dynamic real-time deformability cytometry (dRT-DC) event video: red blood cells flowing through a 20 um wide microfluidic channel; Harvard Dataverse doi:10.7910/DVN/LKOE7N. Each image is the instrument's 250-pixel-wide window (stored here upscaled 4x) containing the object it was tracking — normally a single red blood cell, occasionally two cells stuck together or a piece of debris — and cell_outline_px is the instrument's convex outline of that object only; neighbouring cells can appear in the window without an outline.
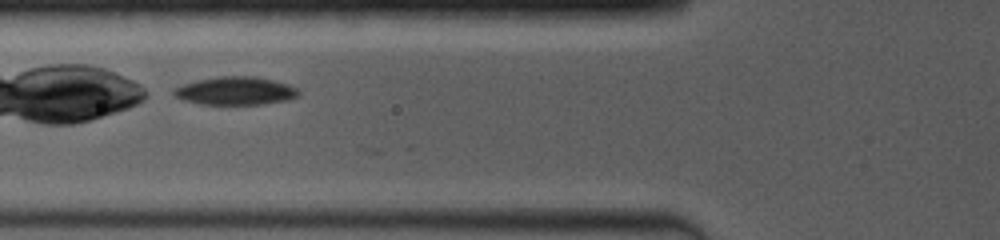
{"species": "common noctule bat (a hibernating species)", "species_latin": "Nyctalus noctula", "temperature_condition": "room temperature", "stored_images_in_passage": 5, "camera_frame_rate_fps": 4000, "um_per_image_px": 0.085, "animal": {"sex": "female", "body_mass_g": 19.0, "forearm_length_mm": 53.3}, "frame": {"image": 1, "passage_image": 2, "time_ms": 0.5, "image_size_px": [1000, 240], "cell_outline_px": [[300, 96], [288, 100], [264, 104], [200, 104], [184, 100], [172, 96], [172, 92], [176, 88], [184, 84], [196, 80], [220, 76], [256, 76], [288, 84], [296, 88], [300, 92]], "centroid_in_image_um": [20.03, 7.72], "position_along_channel_um": 105.8, "area_um2": 20.52}}
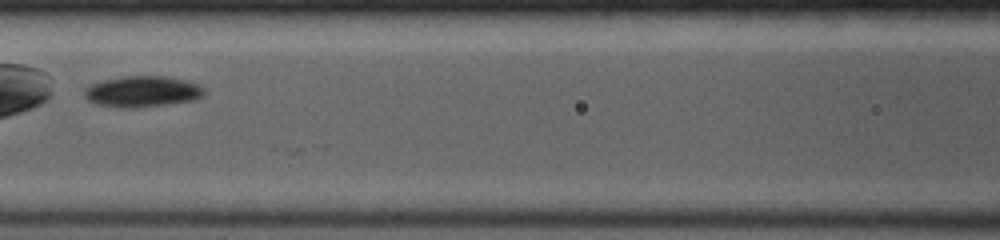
{"frame": {"image": 2, "passage_image": 4, "time_ms": 1.75, "image_size_px": [1000, 240], "cell_outline_px": [[204, 96], [196, 100], [136, 108], [120, 108], [96, 104], [88, 100], [84, 96], [84, 88], [92, 84], [104, 80], [120, 76], [168, 76], [188, 80], [200, 84], [204, 88]], "centroid_in_image_um": [12.13, 7.78], "position_along_channel_um": 154.5, "area_um2": 22.02}}